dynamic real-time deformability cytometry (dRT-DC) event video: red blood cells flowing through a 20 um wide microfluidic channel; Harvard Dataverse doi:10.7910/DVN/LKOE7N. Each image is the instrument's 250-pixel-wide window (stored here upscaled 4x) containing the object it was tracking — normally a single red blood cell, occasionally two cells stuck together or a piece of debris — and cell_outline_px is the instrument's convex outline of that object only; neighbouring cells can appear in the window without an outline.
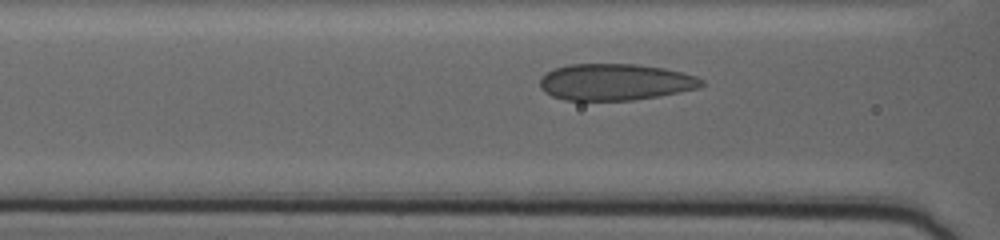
{"species": "human", "species_latin": "Homo sapiens", "temperature_condition": "warm", "stored_images_in_passage": 43, "camera_frame_rate_fps": 3000, "um_per_image_px": 0.085, "donor": {"sex": "female"}, "frame": {"image": 1, "passage_image": 11, "time_ms": 3.333, "image_size_px": [1000, 240], "cell_outline_px": [[704, 84], [696, 88], [656, 96], [632, 100], [564, 100], [552, 96], [544, 92], [540, 88], [540, 80], [548, 72], [556, 68], [568, 64], [640, 64], [664, 68], [696, 76], [704, 80]], "centroid_in_image_um": [52.27, 6.97], "position_along_channel_um": 114.3, "area_um2": 34.16}}
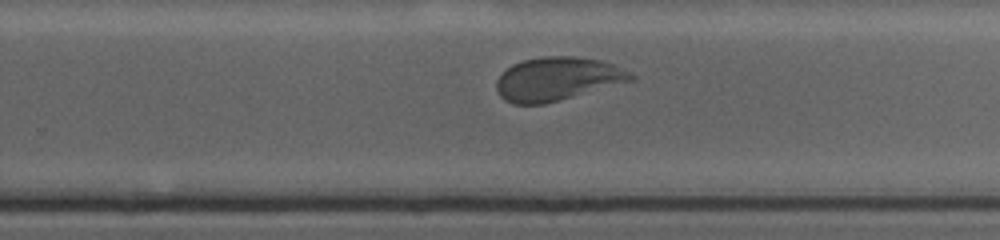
{"frame": {"image": 2, "passage_image": 29, "time_ms": 9.333, "image_size_px": [1000, 240], "cell_outline_px": [[636, 80], [544, 104], [512, 104], [504, 100], [500, 96], [496, 88], [496, 80], [512, 64], [524, 60], [544, 56], [576, 56], [600, 60], [612, 64], [636, 76]], "centroid_in_image_um": [47.37, 6.71], "position_along_channel_um": 282.4, "area_um2": 33.99}}
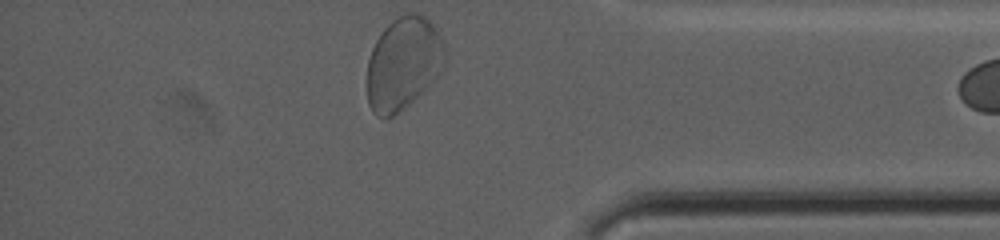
{"frame": {"image": 3, "passage_image": 43, "time_ms": 14.0, "image_size_px": [1000, 240], "cell_outline_px": [[444, 64], [440, 72], [408, 104], [392, 116], [376, 116], [372, 112], [368, 104], [368, 60], [372, 48], [376, 40], [384, 28], [392, 20], [408, 12], [416, 12], [424, 16], [436, 28], [444, 48]], "centroid_in_image_um": [34.25, 5.35], "position_along_channel_um": 400.9, "area_um2": 41.21}}